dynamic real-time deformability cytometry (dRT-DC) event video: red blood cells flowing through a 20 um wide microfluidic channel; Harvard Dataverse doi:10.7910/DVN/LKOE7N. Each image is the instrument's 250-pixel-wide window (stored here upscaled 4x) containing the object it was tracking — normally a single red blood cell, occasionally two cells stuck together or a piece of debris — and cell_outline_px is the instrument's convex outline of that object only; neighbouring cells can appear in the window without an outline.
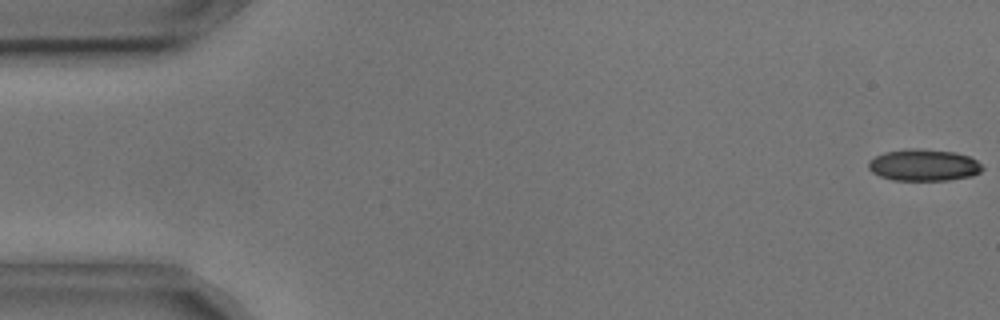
{"species": "common noctule bat (a hibernating species)", "species_latin": "Nyctalus noctula", "temperature_condition": "cold", "stored_images_in_passage": 56, "camera_frame_rate_fps": 3000, "um_per_image_px": 0.085, "animal": {"sex": "male", "body_mass_g": 17.9, "forearm_length_mm": 54.2}, "frame": {"image": 1, "passage_image": 1, "time_ms": 0.0, "image_size_px": [1000, 320], "cell_outline_px": [[984, 168], [980, 172], [972, 176], [948, 180], [892, 180], [880, 176], [872, 172], [868, 168], [868, 160], [884, 152], [908, 148], [916, 148], [956, 152], [968, 156], [976, 160]], "centroid_in_image_um": [78.5, 14.03], "position_along_channel_um": 6.5, "area_um2": 21.15}}
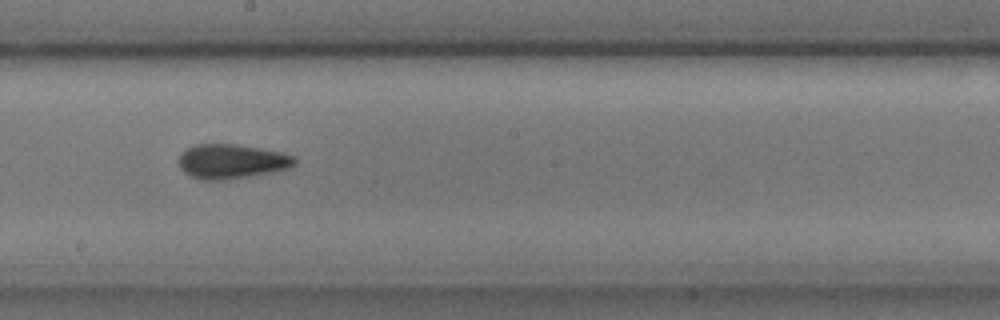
{"frame": {"image": 2, "passage_image": 30, "time_ms": 9.667, "image_size_px": [1000, 320], "cell_outline_px": [[296, 164], [288, 168], [272, 172], [252, 176], [224, 180], [200, 180], [188, 176], [180, 168], [180, 152], [192, 144], [236, 144], [260, 148], [280, 152], [296, 156]], "centroid_in_image_um": [19.67, 13.72], "position_along_channel_um": 228.5, "area_um2": 23.58}}
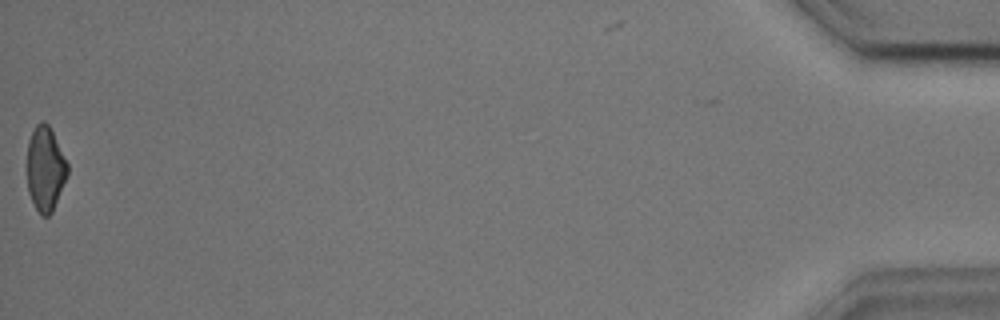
{"frame": {"image": 3, "passage_image": 55, "time_ms": 18.0, "image_size_px": [1000, 320], "cell_outline_px": [[68, 176], [52, 212], [48, 216], [40, 216], [28, 192], [28, 140], [36, 124], [40, 120], [44, 120], [48, 124], [68, 164]], "centroid_in_image_um": [3.86, 14.35], "position_along_channel_um": 431.3, "area_um2": 19.83}, "authors_computed_cell_mechanics": {"area_um2": 21.8773, "velocity_mm_per_s": 3.6369, "shape_relaxation_time_tau1_ms": 4.746, "shape_relaxation_time_tau2_ms": 2.2716, "deformation_change_tau1": 0.1218, "deformation_change_tau2": 0.0881}}